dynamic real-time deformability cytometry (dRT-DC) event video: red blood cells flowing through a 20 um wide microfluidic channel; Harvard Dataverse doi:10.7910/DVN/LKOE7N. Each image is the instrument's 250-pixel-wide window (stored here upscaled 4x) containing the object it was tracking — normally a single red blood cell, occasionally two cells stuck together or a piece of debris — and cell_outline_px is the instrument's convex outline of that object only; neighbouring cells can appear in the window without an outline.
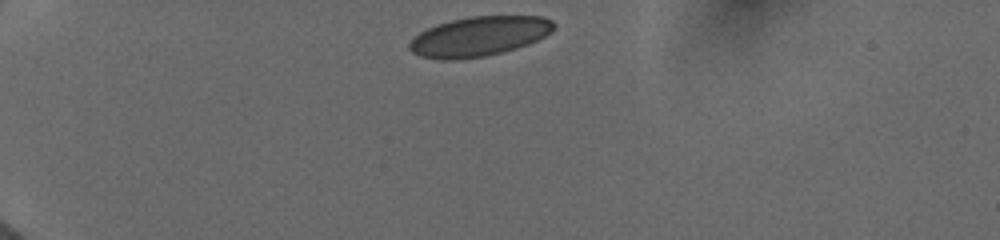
{"species": "human", "species_latin": "Homo sapiens", "temperature_condition": "cold", "stored_images_in_passage": 35, "camera_frame_rate_fps": 3000, "um_per_image_px": 0.085, "donor": {"sex": "female"}, "frame": {"image": 1, "passage_image": 1, "time_ms": 0.0, "image_size_px": [1000, 240], "cell_outline_px": [[556, 24], [552, 32], [528, 44], [516, 48], [484, 56], [456, 60], [440, 60], [420, 56], [412, 52], [408, 48], [408, 44], [420, 32], [436, 24], [452, 20], [472, 16], [544, 16], [552, 20]], "centroid_in_image_um": [40.73, 3.09], "position_along_channel_um": 44.3, "area_um2": 33.35}}
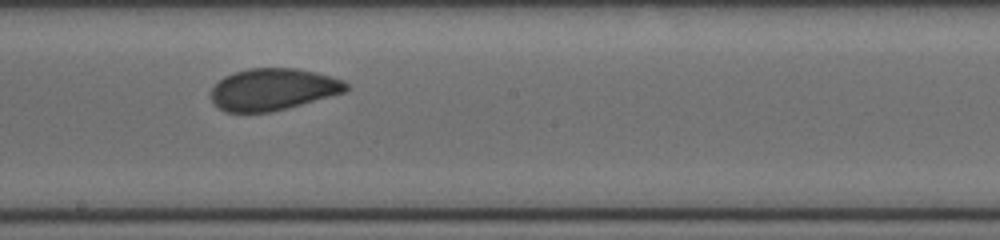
{"frame": {"image": 2, "passage_image": 20, "time_ms": 6.0, "image_size_px": [1000, 240], "cell_outline_px": [[348, 88], [344, 92], [288, 108], [272, 112], [224, 112], [212, 104], [212, 88], [224, 76], [248, 68], [296, 68], [316, 72], [332, 76], [344, 80], [348, 84]], "centroid_in_image_um": [23.2, 7.6], "position_along_channel_um": 225.0, "area_um2": 33.0}}
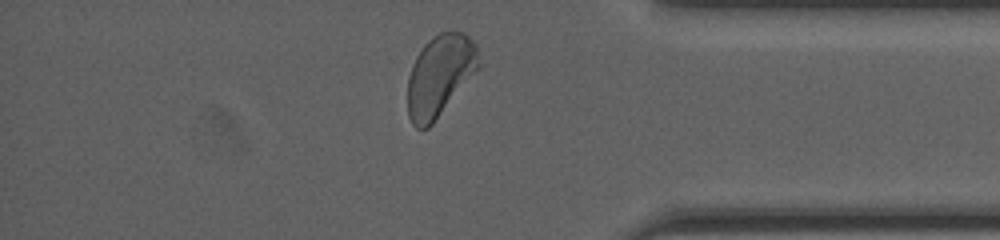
{"frame": {"image": 3, "passage_image": 34, "time_ms": 10.667, "image_size_px": [1000, 240], "cell_outline_px": [[480, 68], [432, 124], [428, 128], [416, 128], [412, 124], [408, 116], [408, 76], [412, 64], [416, 56], [424, 44], [432, 36], [440, 32], [460, 32], [468, 36], [476, 44], [480, 64]], "centroid_in_image_um": [37.38, 6.42], "position_along_channel_um": 397.8, "area_um2": 33.76}, "authors_computed_cell_mechanics": {"area_um2": 33.813, "velocity_mm_per_s": 3.9484, "shape_relaxation_time_tau1_ms": null, "shape_relaxation_time_tau2_ms": 1.1137, "deformation_change_tau1": null, "deformation_change_tau2": 0.0475}}